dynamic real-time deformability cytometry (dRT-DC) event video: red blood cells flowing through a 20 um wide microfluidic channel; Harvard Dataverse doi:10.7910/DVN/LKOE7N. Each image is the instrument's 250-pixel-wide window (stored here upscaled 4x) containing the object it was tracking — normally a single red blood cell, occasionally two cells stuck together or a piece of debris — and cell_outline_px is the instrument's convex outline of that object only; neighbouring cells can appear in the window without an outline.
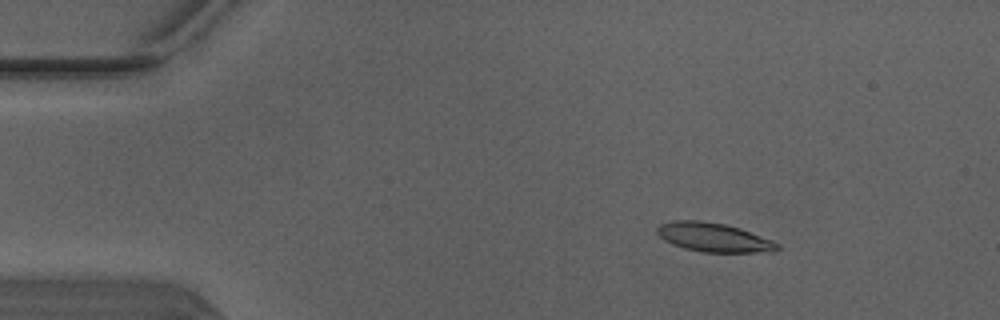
{"species": "Egyptian fruit bat (a non-hibernating species)", "species_latin": "Rousettus aegyptiacus", "temperature_condition": "warm", "stored_images_in_passage": 4, "camera_frame_rate_fps": 3000, "um_per_image_px": 0.085, "animal": {"sex": "male"}, "frame": {"image": 1, "passage_image": 2, "time_ms": 0.333, "image_size_px": [1000, 320], "cell_outline_px": [[780, 248], [776, 252], [704, 252], [684, 248], [672, 244], [664, 240], [656, 232], [656, 228], [660, 224], [676, 220], [700, 220], [724, 224], [740, 228], [772, 240], [780, 244]], "centroid_in_image_um": [60.68, 20.18], "position_along_channel_um": 24.3, "area_um2": 20.35}}